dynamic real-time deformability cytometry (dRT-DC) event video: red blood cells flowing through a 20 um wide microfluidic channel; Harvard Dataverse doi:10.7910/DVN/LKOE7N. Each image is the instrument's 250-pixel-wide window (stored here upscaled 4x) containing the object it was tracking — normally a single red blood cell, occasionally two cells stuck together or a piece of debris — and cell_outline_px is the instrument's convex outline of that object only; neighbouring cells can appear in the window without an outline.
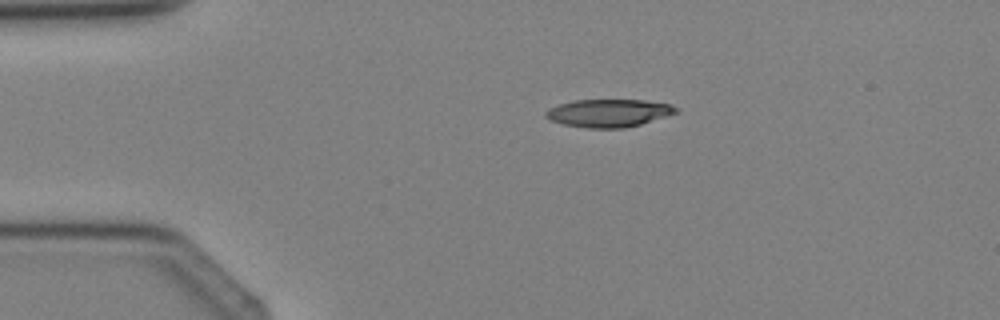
{"species": "Egyptian fruit bat (a non-hibernating species)", "species_latin": "Rousettus aegyptiacus", "temperature_condition": "cold", "stored_images_in_passage": 5, "camera_frame_rate_fps": 3000, "um_per_image_px": 0.085, "animal": {"sex": "female"}, "frame": {"image": 1, "passage_image": 3, "time_ms": 2.0, "image_size_px": [1000, 320], "cell_outline_px": [[680, 108], [676, 112], [640, 124], [624, 128], [588, 128], [564, 124], [552, 120], [544, 116], [544, 112], [548, 108], [560, 104], [576, 100], [644, 100], [672, 104]], "centroid_in_image_um": [51.73, 9.6], "position_along_channel_um": 33.3, "area_um2": 20.92}}
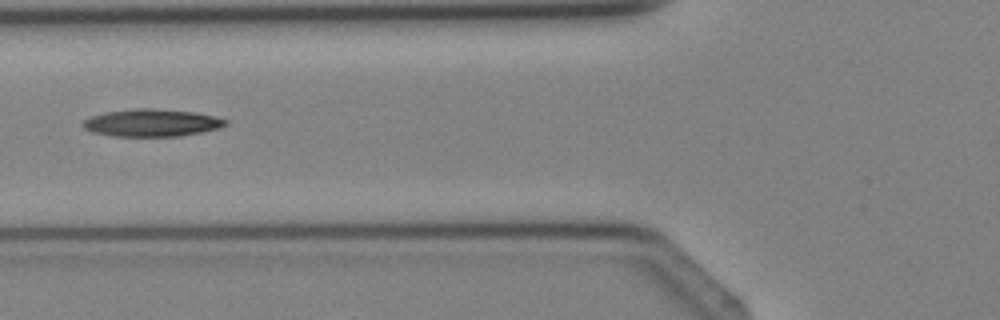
{"frame": {"image": 2, "passage_image": 5, "time_ms": 4.333, "image_size_px": [1000, 320], "cell_outline_px": [[228, 124], [220, 128], [204, 132], [180, 136], [112, 136], [92, 132], [84, 128], [80, 124], [84, 120], [92, 116], [104, 112], [136, 108], [152, 108], [192, 112], [212, 116], [228, 120]], "centroid_in_image_um": [12.89, 10.44], "position_along_channel_um": 112.9, "area_um2": 22.83}}